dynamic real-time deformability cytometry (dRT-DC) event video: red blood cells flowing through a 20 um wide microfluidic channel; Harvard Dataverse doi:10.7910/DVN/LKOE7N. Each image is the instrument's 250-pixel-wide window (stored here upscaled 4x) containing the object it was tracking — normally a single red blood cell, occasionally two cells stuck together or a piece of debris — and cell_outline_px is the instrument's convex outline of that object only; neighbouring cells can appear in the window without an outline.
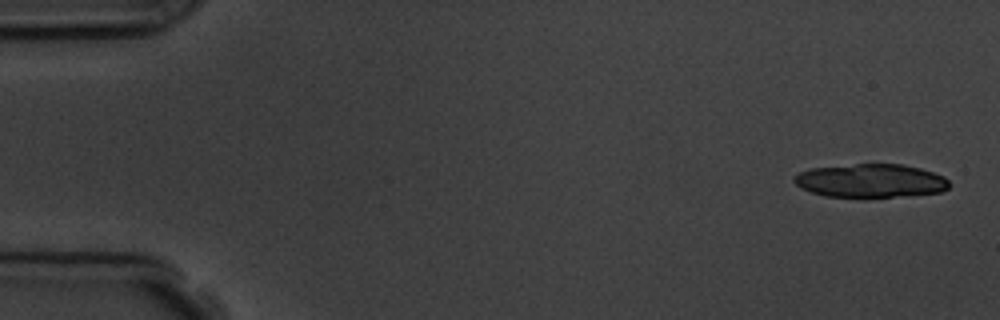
{"species": "common noctule bat (a hibernating species)", "species_latin": "Nyctalus noctula", "temperature_condition": "room temperature", "stored_images_in_passage": 6, "camera_frame_rate_fps": 3000, "um_per_image_px": 0.085, "animal": {"sex": "male", "body_mass_g": 19.5, "forearm_length_mm": 54.6}, "frame": {"image": 1, "passage_image": 1, "time_ms": 0.0, "image_size_px": [1000, 320], "cell_outline_px": [[948, 188], [940, 192], [892, 196], [824, 196], [800, 188], [792, 180], [792, 176], [800, 172], [812, 168], [856, 164], [904, 164], [920, 168], [944, 176], [948, 180]], "centroid_in_image_um": [73.97, 15.34], "position_along_channel_um": 11.0, "area_um2": 29.88}}
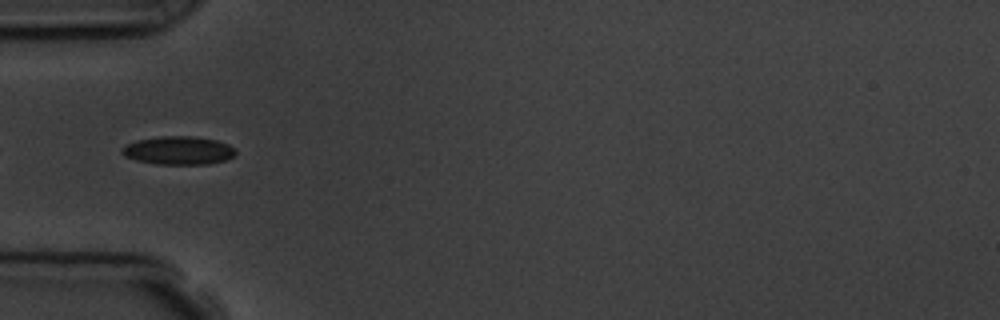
{"frame": {"image": 2, "passage_image": 5, "time_ms": 5.333, "image_size_px": [1000, 320], "cell_outline_px": [[236, 156], [224, 160], [208, 164], [156, 164], [136, 160], [124, 156], [120, 152], [128, 144], [136, 140], [160, 136], [192, 136], [216, 140], [228, 144], [236, 148]], "centroid_in_image_um": [15.2, 12.79], "position_along_channel_um": 69.8, "area_um2": 18.79}}